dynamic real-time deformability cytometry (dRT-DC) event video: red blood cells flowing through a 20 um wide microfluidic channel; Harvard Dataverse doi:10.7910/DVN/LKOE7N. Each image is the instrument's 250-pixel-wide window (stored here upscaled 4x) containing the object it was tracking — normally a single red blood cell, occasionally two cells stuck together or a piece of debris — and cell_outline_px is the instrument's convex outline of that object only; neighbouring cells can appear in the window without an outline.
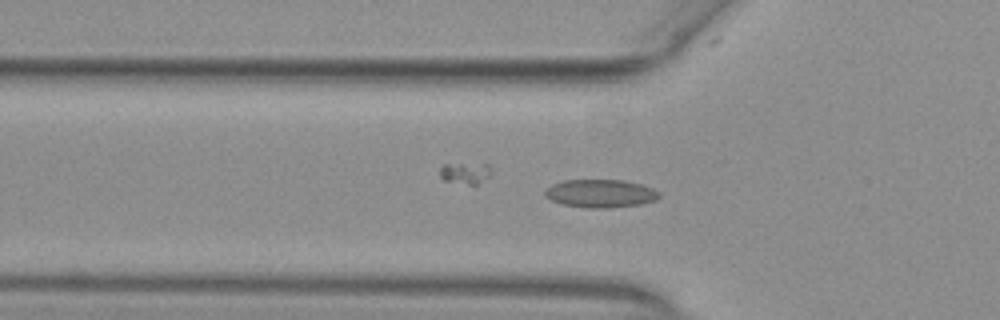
{"species": "common noctule bat (a hibernating species)", "species_latin": "Nyctalus noctula", "temperature_condition": "warm", "stored_images_in_passage": 42, "segment_of_instrument_passage": [1, 2], "camera_frame_rate_fps": 3000, "um_per_image_px": 0.085, "animal": {"sex": "female", "body_mass_g": 29.2, "forearm_length_mm": 56.3}, "frame": {"image": 1, "passage_image": 7, "time_ms": 2.0, "image_size_px": [1000, 320], "cell_outline_px": [[660, 196], [656, 200], [640, 204], [608, 208], [588, 208], [560, 204], [544, 196], [544, 192], [552, 184], [564, 180], [624, 180], [640, 184], [652, 188], [660, 192]], "centroid_in_image_um": [51.04, 16.45], "position_along_channel_um": 74.8, "area_um2": 18.73}}
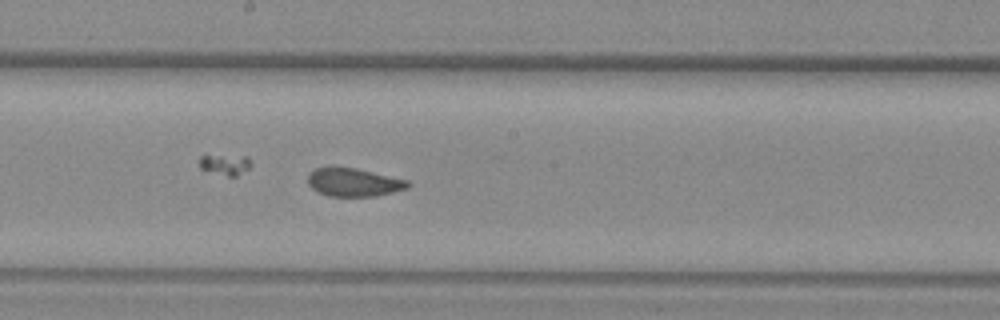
{"frame": {"image": 2, "passage_image": 18, "time_ms": 5.667, "image_size_px": [1000, 320], "cell_outline_px": [[412, 184], [408, 188], [392, 192], [372, 196], [328, 196], [312, 188], [308, 184], [308, 172], [316, 168], [332, 164], [356, 168], [408, 180]], "centroid_in_image_um": [30.02, 15.45], "position_along_channel_um": 218.2, "area_um2": 16.82}}
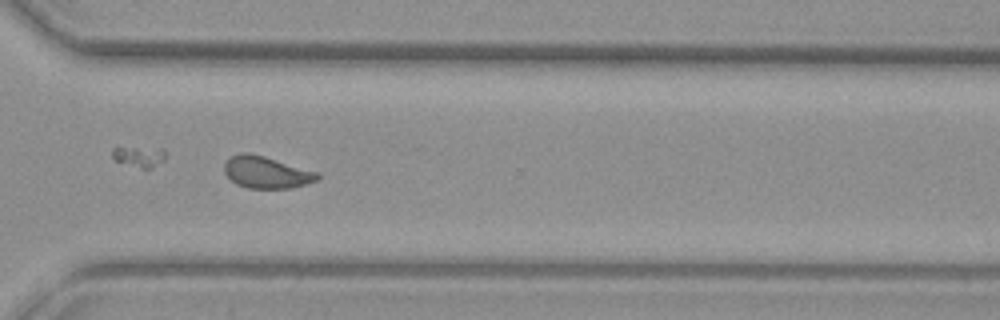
{"frame": {"image": 3, "passage_image": 28, "time_ms": 9.0, "image_size_px": [1000, 320], "cell_outline_px": [[320, 176], [316, 180], [304, 184], [288, 188], [248, 188], [236, 184], [224, 172], [224, 164], [232, 156], [240, 152], [248, 152], [264, 156], [320, 172]], "centroid_in_image_um": [22.65, 14.63], "position_along_channel_um": 348.0, "area_um2": 17.22}}